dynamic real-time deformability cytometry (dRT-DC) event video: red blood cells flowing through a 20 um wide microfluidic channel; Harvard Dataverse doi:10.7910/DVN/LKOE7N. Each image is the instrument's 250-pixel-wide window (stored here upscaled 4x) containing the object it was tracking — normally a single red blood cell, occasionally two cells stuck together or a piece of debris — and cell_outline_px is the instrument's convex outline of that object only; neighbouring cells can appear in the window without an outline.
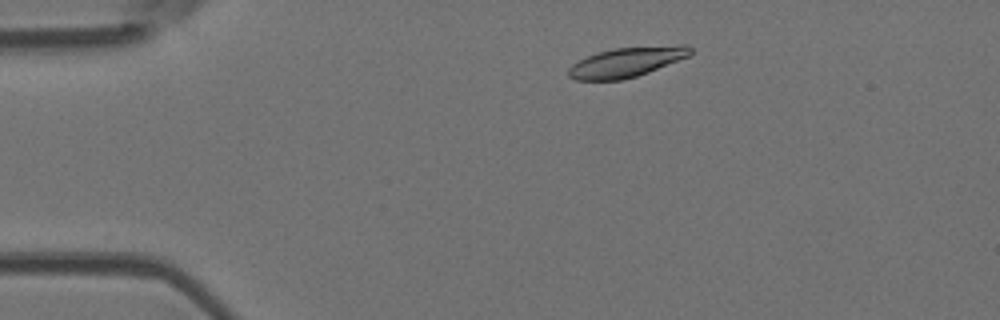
{"species": "Egyptian fruit bat (a non-hibernating species)", "species_latin": "Rousettus aegyptiacus", "temperature_condition": "room temperature", "stored_images_in_passage": 43, "camera_frame_rate_fps": 3000, "um_per_image_px": 0.085, "animal": {"sex": "female"}, "frame": {"image": 1, "passage_image": 1, "time_ms": 0.0, "image_size_px": [1000, 320], "cell_outline_px": [[692, 52], [688, 56], [648, 72], [636, 76], [620, 80], [576, 80], [568, 76], [568, 68], [572, 64], [588, 56], [600, 52], [616, 48], [680, 44], [688, 44], [692, 48]], "centroid_in_image_um": [53.28, 5.27], "position_along_channel_um": 31.7, "area_um2": 20.98}}
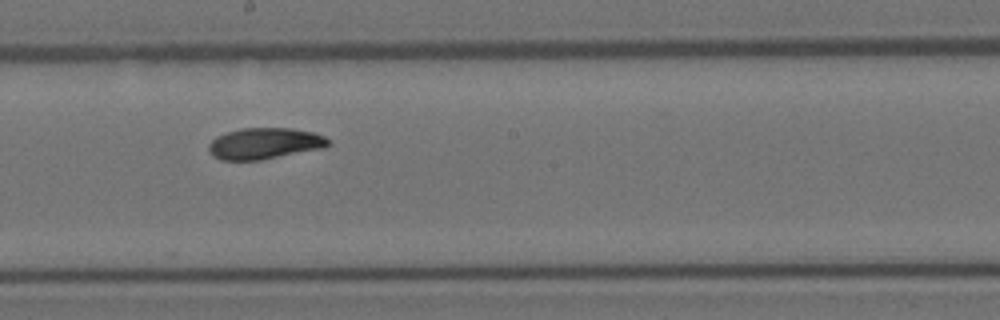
{"frame": {"image": 2, "passage_image": 20, "time_ms": 6.333, "image_size_px": [1000, 320], "cell_outline_px": [[332, 144], [324, 148], [260, 160], [220, 160], [212, 156], [208, 152], [208, 144], [216, 136], [240, 128], [292, 128], [312, 132], [324, 136]], "centroid_in_image_um": [22.47, 12.2], "position_along_channel_um": 225.7, "area_um2": 21.91}}
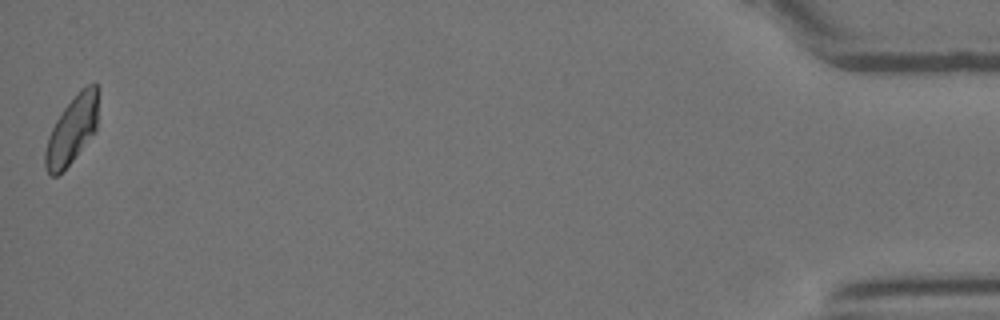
{"frame": {"image": 3, "passage_image": 43, "time_ms": 14.0, "image_size_px": [1000, 320], "cell_outline_px": [[100, 88], [96, 132], [72, 160], [56, 176], [52, 176], [44, 168], [44, 152], [48, 136], [56, 120], [64, 108], [80, 88], [88, 84], [96, 84]], "centroid_in_image_um": [6.15, 10.99], "position_along_channel_um": 429.1, "area_um2": 21.15}, "authors_computed_cell_mechanics": {"area_um2": 21.6172, "velocity_mm_per_s": 3.8778, "shape_relaxation_time_tau1_ms": 3.5495, "shape_relaxation_time_tau2_ms": 4.7664, "deformation_change_tau1": 0.1499, "deformation_change_tau2": 0.0949}}